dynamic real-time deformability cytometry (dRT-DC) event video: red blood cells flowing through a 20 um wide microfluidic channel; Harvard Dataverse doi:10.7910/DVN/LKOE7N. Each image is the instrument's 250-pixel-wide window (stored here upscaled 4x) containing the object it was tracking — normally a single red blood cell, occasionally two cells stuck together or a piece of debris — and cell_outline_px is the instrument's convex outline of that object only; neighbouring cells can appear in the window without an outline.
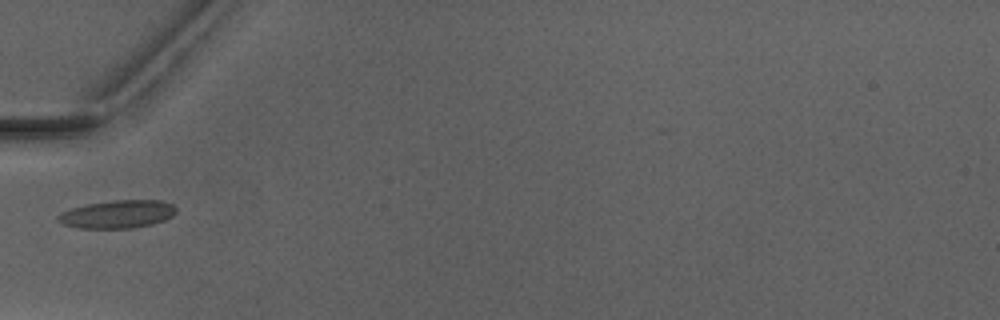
{"species": "Egyptian fruit bat (a non-hibernating species)", "species_latin": "Rousettus aegyptiacus", "temperature_condition": "warm", "stored_images_in_passage": 5, "camera_frame_rate_fps": 3000, "um_per_image_px": 0.085, "animal": {"sex": "male"}, "frame": {"image": 1, "passage_image": 5, "time_ms": 5.667, "image_size_px": [1000, 320], "cell_outline_px": [[176, 212], [172, 216], [164, 220], [152, 224], [132, 228], [76, 228], [64, 224], [56, 220], [56, 216], [60, 212], [72, 208], [88, 204], [112, 200], [160, 200], [172, 204], [176, 208]], "centroid_in_image_um": [9.97, 18.2], "position_along_channel_um": 75.0, "area_um2": 19.31}}